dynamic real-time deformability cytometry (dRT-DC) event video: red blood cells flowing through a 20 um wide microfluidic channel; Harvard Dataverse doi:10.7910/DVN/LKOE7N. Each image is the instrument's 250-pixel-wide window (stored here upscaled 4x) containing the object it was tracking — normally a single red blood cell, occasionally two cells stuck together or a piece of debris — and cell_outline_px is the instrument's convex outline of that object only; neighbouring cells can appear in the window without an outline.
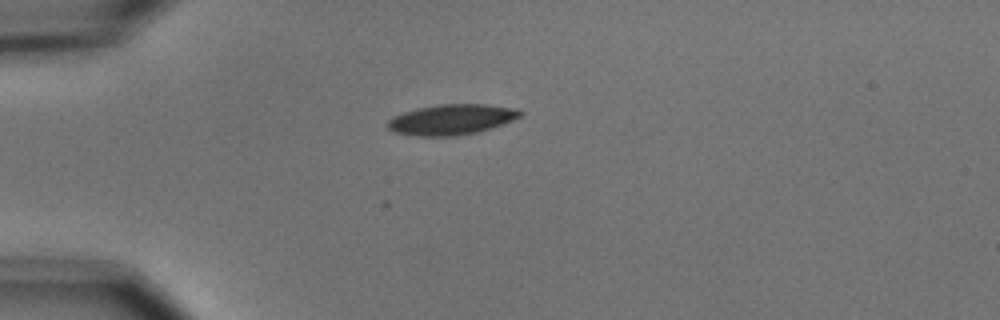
{"species": "common noctule bat (a hibernating species)", "species_latin": "Nyctalus noctula", "temperature_condition": "cold", "stored_images_in_passage": 6, "camera_frame_rate_fps": 3000, "um_per_image_px": 0.085, "animal": {"sex": "male", "body_mass_g": 15.6}, "frame": {"image": 1, "passage_image": 6, "time_ms": 6.667, "image_size_px": [1000, 320], "cell_outline_px": [[524, 112], [520, 116], [504, 124], [492, 128], [476, 132], [456, 136], [416, 136], [392, 132], [388, 128], [388, 120], [392, 116], [416, 108], [440, 104], [484, 104], [512, 108]], "centroid_in_image_um": [38.34, 10.16], "position_along_channel_um": 46.7, "area_um2": 23.52}}